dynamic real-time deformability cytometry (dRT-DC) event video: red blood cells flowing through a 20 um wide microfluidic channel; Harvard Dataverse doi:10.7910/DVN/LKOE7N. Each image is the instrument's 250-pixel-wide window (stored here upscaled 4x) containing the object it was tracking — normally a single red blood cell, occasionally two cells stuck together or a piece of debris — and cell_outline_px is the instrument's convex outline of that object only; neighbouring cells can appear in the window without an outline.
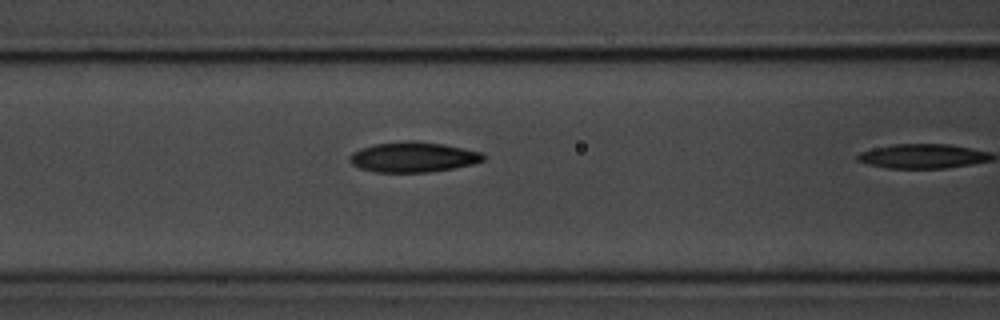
{"species": "common noctule bat (a hibernating species)", "species_latin": "Nyctalus noctula", "temperature_condition": "room temperature", "stored_images_in_passage": 4, "segment_of_instrument_passage": [2, 2], "camera_frame_rate_fps": 3000, "um_per_image_px": 0.085, "animal": {"sex": "male", "body_mass_g": 20.1, "forearm_length_mm": 53.5}, "frame": {"image": 1, "passage_image": 4, "time_ms": 3.333, "image_size_px": [1000, 320], "cell_outline_px": [[484, 160], [472, 164], [452, 168], [428, 172], [376, 172], [360, 168], [352, 164], [348, 160], [348, 156], [352, 152], [360, 148], [372, 144], [408, 140], [412, 140], [444, 144], [484, 152]], "centroid_in_image_um": [35.09, 13.34], "position_along_channel_um": 131.5, "area_um2": 23.7}}